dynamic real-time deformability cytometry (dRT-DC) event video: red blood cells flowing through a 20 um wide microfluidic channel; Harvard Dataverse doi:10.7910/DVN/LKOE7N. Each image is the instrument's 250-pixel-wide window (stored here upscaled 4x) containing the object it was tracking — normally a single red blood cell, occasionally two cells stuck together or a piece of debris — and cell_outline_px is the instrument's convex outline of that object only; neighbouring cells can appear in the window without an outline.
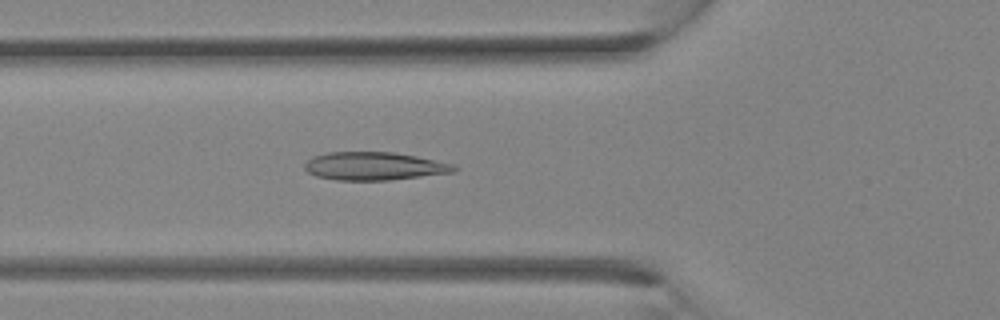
{"species": "Egyptian fruit bat (a non-hibernating species)", "species_latin": "Rousettus aegyptiacus", "temperature_condition": "room temperature", "stored_images_in_passage": 32, "camera_frame_rate_fps": 3000, "um_per_image_px": 0.085, "animal": {"sex": "female"}, "frame": {"image": 1, "passage_image": 11, "time_ms": 3.333, "image_size_px": [1000, 320], "cell_outline_px": [[460, 168], [456, 172], [388, 180], [336, 180], [316, 176], [308, 172], [304, 168], [304, 164], [312, 156], [328, 152], [392, 152], [416, 156], [456, 164]], "centroid_in_image_um": [31.84, 14.12], "position_along_channel_um": 94.0, "area_um2": 24.62}}
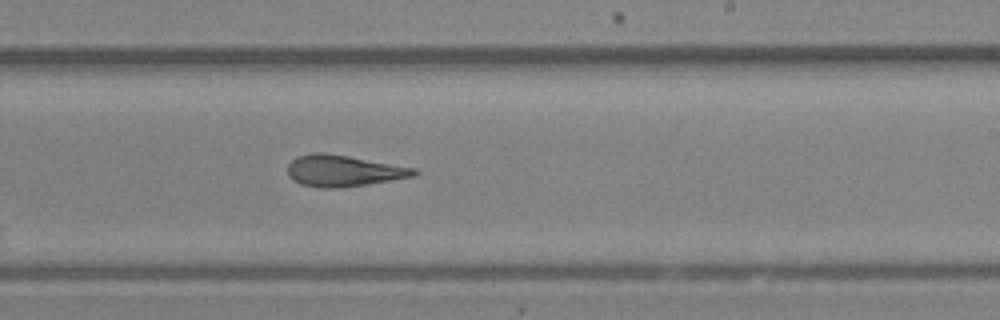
{"frame": {"image": 2, "passage_image": 19, "time_ms": 6.0, "image_size_px": [1000, 320], "cell_outline_px": [[420, 172], [416, 176], [340, 188], [320, 188], [300, 184], [292, 180], [288, 176], [288, 164], [296, 156], [312, 152], [320, 152], [348, 156], [416, 168]], "centroid_in_image_um": [29.17, 14.52], "position_along_channel_um": 259.8, "area_um2": 23.18}}
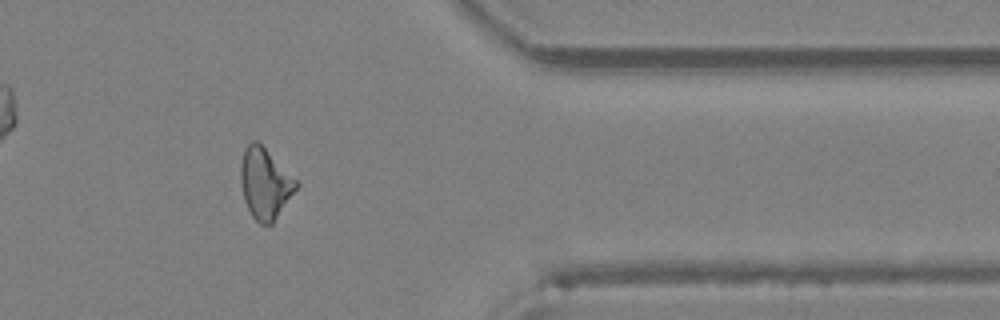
{"frame": {"image": 3, "passage_image": 26, "time_ms": 8.333, "image_size_px": [1000, 320], "cell_outline_px": [[300, 184], [272, 224], [260, 224], [252, 216], [244, 200], [240, 180], [240, 164], [244, 148], [252, 140], [256, 140], [300, 180]], "centroid_in_image_um": [22.55, 15.57], "position_along_channel_um": 388.9, "area_um2": 23.18}}